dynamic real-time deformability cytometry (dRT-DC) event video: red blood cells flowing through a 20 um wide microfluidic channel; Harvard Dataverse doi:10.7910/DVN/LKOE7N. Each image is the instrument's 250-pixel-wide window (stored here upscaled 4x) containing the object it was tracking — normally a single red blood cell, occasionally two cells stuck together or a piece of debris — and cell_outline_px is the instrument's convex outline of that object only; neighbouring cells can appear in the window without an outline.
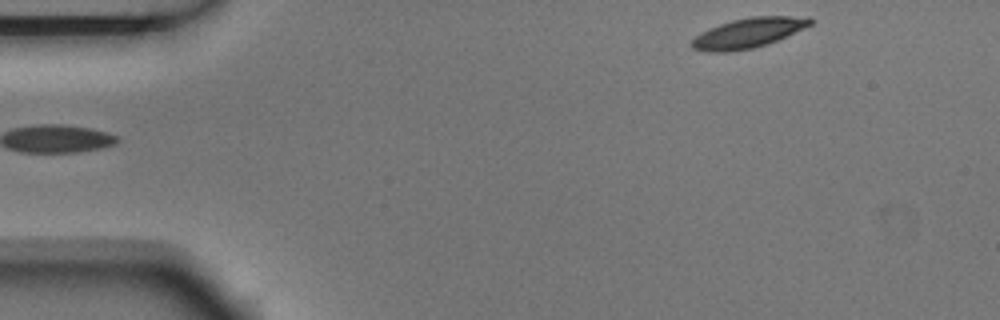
{"species": "Egyptian fruit bat (a non-hibernating species)", "species_latin": "Rousettus aegyptiacus", "temperature_condition": "room temperature", "stored_images_in_passage": 6, "camera_frame_rate_fps": 3000, "um_per_image_px": 0.085, "animal": {"sex": "male"}, "frame": {"image": 1, "passage_image": 1, "time_ms": 0.0, "image_size_px": [1000, 320], "cell_outline_px": [[812, 24], [776, 40], [752, 48], [728, 52], [708, 52], [692, 48], [692, 40], [696, 36], [708, 28], [732, 20], [752, 16], [808, 16], [812, 20]], "centroid_in_image_um": [63.58, 2.79], "position_along_channel_um": 21.4, "area_um2": 20.29}}
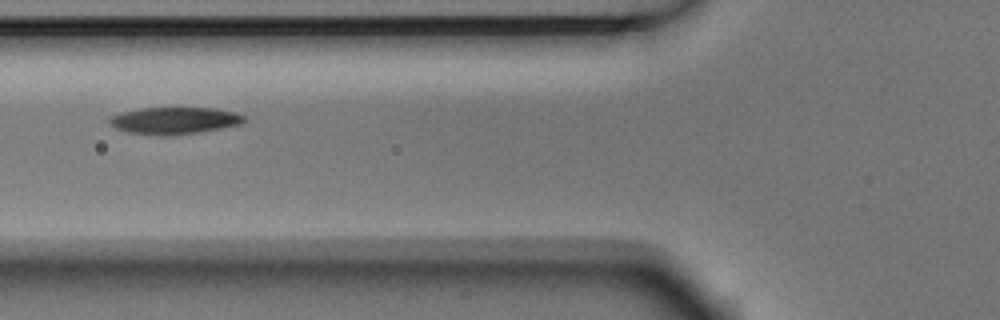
{"frame": {"image": 2, "passage_image": 5, "time_ms": 1.333, "image_size_px": [1000, 320], "cell_outline_px": [[244, 120], [240, 124], [200, 132], [164, 136], [160, 136], [128, 132], [116, 128], [108, 124], [108, 120], [112, 116], [124, 112], [140, 108], [216, 108], [236, 112], [244, 116]], "centroid_in_image_um": [14.81, 10.25], "position_along_channel_um": 111.0, "area_um2": 21.04}}
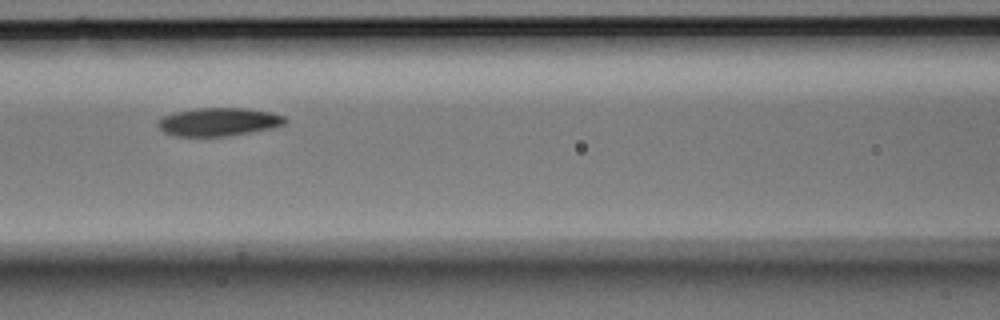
{"frame": {"image": 3, "passage_image": 6, "time_ms": 1.667, "image_size_px": [1000, 320], "cell_outline_px": [[288, 120], [284, 124], [272, 128], [228, 136], [176, 136], [164, 132], [156, 124], [160, 116], [176, 112], [196, 108], [244, 108], [272, 112], [284, 116]], "centroid_in_image_um": [18.57, 10.35], "position_along_channel_um": 148.0, "area_um2": 20.98}}